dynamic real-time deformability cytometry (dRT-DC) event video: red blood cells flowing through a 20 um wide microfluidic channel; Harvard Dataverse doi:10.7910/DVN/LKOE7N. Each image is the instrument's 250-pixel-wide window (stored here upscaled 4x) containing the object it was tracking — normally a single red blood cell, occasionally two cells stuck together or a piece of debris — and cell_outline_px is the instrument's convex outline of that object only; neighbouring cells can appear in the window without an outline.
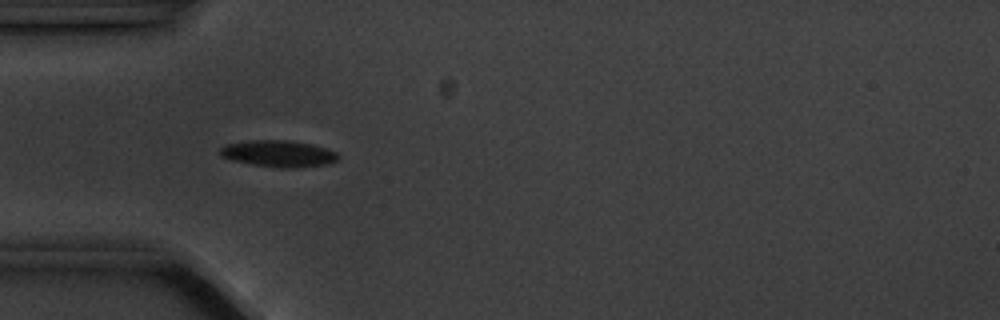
{"species": "common noctule bat (a hibernating species)", "species_latin": "Nyctalus noctula", "temperature_condition": "cold", "stored_images_in_passage": 6, "camera_frame_rate_fps": 3000, "um_per_image_px": 0.085, "animal": {"sex": "male", "body_mass_g": 20.1, "forearm_length_mm": 53.5}, "frame": {"image": 1, "passage_image": 5, "time_ms": 4.667, "image_size_px": [1000, 320], "cell_outline_px": [[340, 156], [336, 160], [328, 164], [300, 168], [280, 168], [252, 164], [232, 160], [220, 156], [220, 148], [224, 144], [248, 140], [288, 140], [312, 144], [336, 152]], "centroid_in_image_um": [23.66, 13.06], "position_along_channel_um": 61.3, "area_um2": 18.44}}